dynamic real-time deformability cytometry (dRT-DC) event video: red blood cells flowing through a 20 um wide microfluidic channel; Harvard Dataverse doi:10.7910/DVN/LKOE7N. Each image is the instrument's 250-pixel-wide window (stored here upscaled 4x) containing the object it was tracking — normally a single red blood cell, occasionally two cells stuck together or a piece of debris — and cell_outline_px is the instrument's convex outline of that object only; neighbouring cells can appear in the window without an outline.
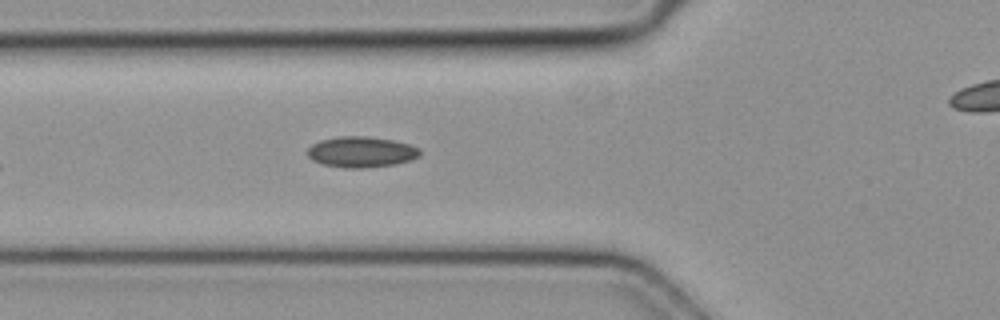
{"species": "common noctule bat (a hibernating species)", "species_latin": "Nyctalus noctula", "temperature_condition": "cold", "stored_images_in_passage": 7, "segment_of_instrument_passage": [1, 2], "camera_frame_rate_fps": 3000, "um_per_image_px": 0.085, "animal": {"sex": "female", "body_mass_g": 19.3, "forearm_length_mm": 54.1}, "frame": {"image": 1, "passage_image": 6, "time_ms": 1.667, "image_size_px": [1000, 320], "cell_outline_px": [[420, 156], [412, 160], [396, 164], [364, 168], [344, 168], [324, 164], [312, 160], [308, 156], [308, 148], [312, 144], [320, 140], [340, 136], [368, 136], [392, 140], [408, 144], [420, 148]], "centroid_in_image_um": [30.72, 12.92], "position_along_channel_um": 95.1, "area_um2": 20.23}}